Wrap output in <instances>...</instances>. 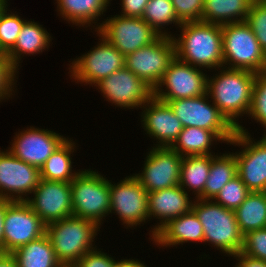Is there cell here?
I'll return each instance as SVG.
<instances>
[{"label": "cell", "mask_w": 266, "mask_h": 267, "mask_svg": "<svg viewBox=\"0 0 266 267\" xmlns=\"http://www.w3.org/2000/svg\"><path fill=\"white\" fill-rule=\"evenodd\" d=\"M172 36L177 58L203 70L223 67L222 25L203 21L182 23Z\"/></svg>", "instance_id": "1"}, {"label": "cell", "mask_w": 266, "mask_h": 267, "mask_svg": "<svg viewBox=\"0 0 266 267\" xmlns=\"http://www.w3.org/2000/svg\"><path fill=\"white\" fill-rule=\"evenodd\" d=\"M255 77L256 73L251 71L225 67L213 77L208 75L211 102L236 130L240 127L239 118L250 112Z\"/></svg>", "instance_id": "2"}, {"label": "cell", "mask_w": 266, "mask_h": 267, "mask_svg": "<svg viewBox=\"0 0 266 267\" xmlns=\"http://www.w3.org/2000/svg\"><path fill=\"white\" fill-rule=\"evenodd\" d=\"M192 211L203 226V242L212 244L211 247L214 246L229 257L241 252L244 235L240 232L234 211L213 199L199 198L194 199Z\"/></svg>", "instance_id": "3"}, {"label": "cell", "mask_w": 266, "mask_h": 267, "mask_svg": "<svg viewBox=\"0 0 266 267\" xmlns=\"http://www.w3.org/2000/svg\"><path fill=\"white\" fill-rule=\"evenodd\" d=\"M100 228L91 220L71 216L46 225V234L57 260L64 266H73L97 247L93 242Z\"/></svg>", "instance_id": "4"}, {"label": "cell", "mask_w": 266, "mask_h": 267, "mask_svg": "<svg viewBox=\"0 0 266 267\" xmlns=\"http://www.w3.org/2000/svg\"><path fill=\"white\" fill-rule=\"evenodd\" d=\"M71 189L73 216L100 227L110 214V180L96 170L82 169L71 182Z\"/></svg>", "instance_id": "5"}, {"label": "cell", "mask_w": 266, "mask_h": 267, "mask_svg": "<svg viewBox=\"0 0 266 267\" xmlns=\"http://www.w3.org/2000/svg\"><path fill=\"white\" fill-rule=\"evenodd\" d=\"M222 48L223 67L256 74L263 71L266 54L246 21L222 25Z\"/></svg>", "instance_id": "6"}, {"label": "cell", "mask_w": 266, "mask_h": 267, "mask_svg": "<svg viewBox=\"0 0 266 267\" xmlns=\"http://www.w3.org/2000/svg\"><path fill=\"white\" fill-rule=\"evenodd\" d=\"M96 34L100 40L98 44L69 64V76L76 84L80 82L93 87L125 67V56L98 32Z\"/></svg>", "instance_id": "7"}, {"label": "cell", "mask_w": 266, "mask_h": 267, "mask_svg": "<svg viewBox=\"0 0 266 267\" xmlns=\"http://www.w3.org/2000/svg\"><path fill=\"white\" fill-rule=\"evenodd\" d=\"M208 93L199 97L181 98L168 102L183 127H198L215 132L227 145L233 139L236 129L208 100Z\"/></svg>", "instance_id": "8"}, {"label": "cell", "mask_w": 266, "mask_h": 267, "mask_svg": "<svg viewBox=\"0 0 266 267\" xmlns=\"http://www.w3.org/2000/svg\"><path fill=\"white\" fill-rule=\"evenodd\" d=\"M230 145L238 146L235 152L237 175L251 192H266V134L255 141L245 127L240 125Z\"/></svg>", "instance_id": "9"}, {"label": "cell", "mask_w": 266, "mask_h": 267, "mask_svg": "<svg viewBox=\"0 0 266 267\" xmlns=\"http://www.w3.org/2000/svg\"><path fill=\"white\" fill-rule=\"evenodd\" d=\"M202 70L175 57L153 89V97L168 103L171 100L202 96L207 93L208 86L207 73Z\"/></svg>", "instance_id": "10"}, {"label": "cell", "mask_w": 266, "mask_h": 267, "mask_svg": "<svg viewBox=\"0 0 266 267\" xmlns=\"http://www.w3.org/2000/svg\"><path fill=\"white\" fill-rule=\"evenodd\" d=\"M118 215L122 225L134 228L149 221L148 192L134 175L118 183L110 180V214ZM144 222V223H143Z\"/></svg>", "instance_id": "11"}, {"label": "cell", "mask_w": 266, "mask_h": 267, "mask_svg": "<svg viewBox=\"0 0 266 267\" xmlns=\"http://www.w3.org/2000/svg\"><path fill=\"white\" fill-rule=\"evenodd\" d=\"M114 16V17H112ZM96 31L124 56L156 41L159 35L142 18L112 15Z\"/></svg>", "instance_id": "12"}, {"label": "cell", "mask_w": 266, "mask_h": 267, "mask_svg": "<svg viewBox=\"0 0 266 267\" xmlns=\"http://www.w3.org/2000/svg\"><path fill=\"white\" fill-rule=\"evenodd\" d=\"M175 57L173 38L160 36L150 45L127 54L125 67L154 89Z\"/></svg>", "instance_id": "13"}, {"label": "cell", "mask_w": 266, "mask_h": 267, "mask_svg": "<svg viewBox=\"0 0 266 267\" xmlns=\"http://www.w3.org/2000/svg\"><path fill=\"white\" fill-rule=\"evenodd\" d=\"M46 234V224L26 201H9L4 216L3 253L17 248Z\"/></svg>", "instance_id": "14"}, {"label": "cell", "mask_w": 266, "mask_h": 267, "mask_svg": "<svg viewBox=\"0 0 266 267\" xmlns=\"http://www.w3.org/2000/svg\"><path fill=\"white\" fill-rule=\"evenodd\" d=\"M95 87L106 101L121 109H139L153 97V88L126 67L103 78Z\"/></svg>", "instance_id": "15"}, {"label": "cell", "mask_w": 266, "mask_h": 267, "mask_svg": "<svg viewBox=\"0 0 266 267\" xmlns=\"http://www.w3.org/2000/svg\"><path fill=\"white\" fill-rule=\"evenodd\" d=\"M142 172L133 174L149 193L178 186L183 156L171 147L149 148Z\"/></svg>", "instance_id": "16"}, {"label": "cell", "mask_w": 266, "mask_h": 267, "mask_svg": "<svg viewBox=\"0 0 266 267\" xmlns=\"http://www.w3.org/2000/svg\"><path fill=\"white\" fill-rule=\"evenodd\" d=\"M40 180L38 168L16 158L8 149L0 150V198L26 201Z\"/></svg>", "instance_id": "17"}, {"label": "cell", "mask_w": 266, "mask_h": 267, "mask_svg": "<svg viewBox=\"0 0 266 267\" xmlns=\"http://www.w3.org/2000/svg\"><path fill=\"white\" fill-rule=\"evenodd\" d=\"M26 202L48 225L73 216L71 182L41 179Z\"/></svg>", "instance_id": "18"}, {"label": "cell", "mask_w": 266, "mask_h": 267, "mask_svg": "<svg viewBox=\"0 0 266 267\" xmlns=\"http://www.w3.org/2000/svg\"><path fill=\"white\" fill-rule=\"evenodd\" d=\"M66 139L65 136L54 131L30 126L15 134L8 151L16 158L40 170Z\"/></svg>", "instance_id": "19"}, {"label": "cell", "mask_w": 266, "mask_h": 267, "mask_svg": "<svg viewBox=\"0 0 266 267\" xmlns=\"http://www.w3.org/2000/svg\"><path fill=\"white\" fill-rule=\"evenodd\" d=\"M141 110V125L155 147H171L184 127L170 105L152 97Z\"/></svg>", "instance_id": "20"}, {"label": "cell", "mask_w": 266, "mask_h": 267, "mask_svg": "<svg viewBox=\"0 0 266 267\" xmlns=\"http://www.w3.org/2000/svg\"><path fill=\"white\" fill-rule=\"evenodd\" d=\"M188 194L180 185L148 193L149 220L152 217L159 220L149 232L150 240L170 220L192 210L194 199L190 200Z\"/></svg>", "instance_id": "21"}, {"label": "cell", "mask_w": 266, "mask_h": 267, "mask_svg": "<svg viewBox=\"0 0 266 267\" xmlns=\"http://www.w3.org/2000/svg\"><path fill=\"white\" fill-rule=\"evenodd\" d=\"M204 230L197 215L191 210L164 225L151 240L156 245L173 247L188 242H203Z\"/></svg>", "instance_id": "22"}, {"label": "cell", "mask_w": 266, "mask_h": 267, "mask_svg": "<svg viewBox=\"0 0 266 267\" xmlns=\"http://www.w3.org/2000/svg\"><path fill=\"white\" fill-rule=\"evenodd\" d=\"M57 12L64 21L79 27H95L97 31L102 23L99 17L106 12L112 0H55ZM97 23V24H96ZM93 24H95L93 26ZM99 24V25H98ZM96 29V30H95Z\"/></svg>", "instance_id": "23"}, {"label": "cell", "mask_w": 266, "mask_h": 267, "mask_svg": "<svg viewBox=\"0 0 266 267\" xmlns=\"http://www.w3.org/2000/svg\"><path fill=\"white\" fill-rule=\"evenodd\" d=\"M52 42L51 35L43 28V25L27 20L15 42L14 47L6 54L12 66L18 71L24 55H34L42 53Z\"/></svg>", "instance_id": "24"}, {"label": "cell", "mask_w": 266, "mask_h": 267, "mask_svg": "<svg viewBox=\"0 0 266 267\" xmlns=\"http://www.w3.org/2000/svg\"><path fill=\"white\" fill-rule=\"evenodd\" d=\"M253 0H204L201 21L224 25L246 20Z\"/></svg>", "instance_id": "25"}, {"label": "cell", "mask_w": 266, "mask_h": 267, "mask_svg": "<svg viewBox=\"0 0 266 267\" xmlns=\"http://www.w3.org/2000/svg\"><path fill=\"white\" fill-rule=\"evenodd\" d=\"M71 138H68L52 153L40 168L41 179L49 181L72 182L80 173V169L73 170L72 155L77 148Z\"/></svg>", "instance_id": "26"}, {"label": "cell", "mask_w": 266, "mask_h": 267, "mask_svg": "<svg viewBox=\"0 0 266 267\" xmlns=\"http://www.w3.org/2000/svg\"><path fill=\"white\" fill-rule=\"evenodd\" d=\"M17 267H61L47 234L33 240L11 253Z\"/></svg>", "instance_id": "27"}, {"label": "cell", "mask_w": 266, "mask_h": 267, "mask_svg": "<svg viewBox=\"0 0 266 267\" xmlns=\"http://www.w3.org/2000/svg\"><path fill=\"white\" fill-rule=\"evenodd\" d=\"M215 155H196L183 157L179 185L194 197L204 199V187ZM188 190V191H187Z\"/></svg>", "instance_id": "28"}, {"label": "cell", "mask_w": 266, "mask_h": 267, "mask_svg": "<svg viewBox=\"0 0 266 267\" xmlns=\"http://www.w3.org/2000/svg\"><path fill=\"white\" fill-rule=\"evenodd\" d=\"M217 141L219 143L220 141L221 143H224V141L213 131L198 127H184L171 148L183 157L216 155L211 151V147L212 145L214 146Z\"/></svg>", "instance_id": "29"}, {"label": "cell", "mask_w": 266, "mask_h": 267, "mask_svg": "<svg viewBox=\"0 0 266 267\" xmlns=\"http://www.w3.org/2000/svg\"><path fill=\"white\" fill-rule=\"evenodd\" d=\"M240 232L263 229L266 226V192H250L234 211Z\"/></svg>", "instance_id": "30"}, {"label": "cell", "mask_w": 266, "mask_h": 267, "mask_svg": "<svg viewBox=\"0 0 266 267\" xmlns=\"http://www.w3.org/2000/svg\"><path fill=\"white\" fill-rule=\"evenodd\" d=\"M234 152L218 154L212 158L208 179L204 187V199H214L220 190L237 175Z\"/></svg>", "instance_id": "31"}, {"label": "cell", "mask_w": 266, "mask_h": 267, "mask_svg": "<svg viewBox=\"0 0 266 267\" xmlns=\"http://www.w3.org/2000/svg\"><path fill=\"white\" fill-rule=\"evenodd\" d=\"M142 19L161 36H173L164 30L166 26H181L171 0H149Z\"/></svg>", "instance_id": "32"}, {"label": "cell", "mask_w": 266, "mask_h": 267, "mask_svg": "<svg viewBox=\"0 0 266 267\" xmlns=\"http://www.w3.org/2000/svg\"><path fill=\"white\" fill-rule=\"evenodd\" d=\"M7 5L0 14V53L7 54L15 45L17 37L27 19L11 12Z\"/></svg>", "instance_id": "33"}, {"label": "cell", "mask_w": 266, "mask_h": 267, "mask_svg": "<svg viewBox=\"0 0 266 267\" xmlns=\"http://www.w3.org/2000/svg\"><path fill=\"white\" fill-rule=\"evenodd\" d=\"M250 192L240 177L236 175L224 185L213 200L226 209L235 211Z\"/></svg>", "instance_id": "34"}, {"label": "cell", "mask_w": 266, "mask_h": 267, "mask_svg": "<svg viewBox=\"0 0 266 267\" xmlns=\"http://www.w3.org/2000/svg\"><path fill=\"white\" fill-rule=\"evenodd\" d=\"M254 119L265 128L266 134V76L260 72L256 74L252 89V105L247 116Z\"/></svg>", "instance_id": "35"}, {"label": "cell", "mask_w": 266, "mask_h": 267, "mask_svg": "<svg viewBox=\"0 0 266 267\" xmlns=\"http://www.w3.org/2000/svg\"><path fill=\"white\" fill-rule=\"evenodd\" d=\"M245 21L266 54V0H253Z\"/></svg>", "instance_id": "36"}, {"label": "cell", "mask_w": 266, "mask_h": 267, "mask_svg": "<svg viewBox=\"0 0 266 267\" xmlns=\"http://www.w3.org/2000/svg\"><path fill=\"white\" fill-rule=\"evenodd\" d=\"M17 71L4 53H0V103L5 99L12 98L17 85ZM14 89V90H13ZM14 93V94H13Z\"/></svg>", "instance_id": "37"}, {"label": "cell", "mask_w": 266, "mask_h": 267, "mask_svg": "<svg viewBox=\"0 0 266 267\" xmlns=\"http://www.w3.org/2000/svg\"><path fill=\"white\" fill-rule=\"evenodd\" d=\"M241 252L266 261V228L247 232L243 236Z\"/></svg>", "instance_id": "38"}, {"label": "cell", "mask_w": 266, "mask_h": 267, "mask_svg": "<svg viewBox=\"0 0 266 267\" xmlns=\"http://www.w3.org/2000/svg\"><path fill=\"white\" fill-rule=\"evenodd\" d=\"M178 21L182 23L201 21L204 0H171Z\"/></svg>", "instance_id": "39"}, {"label": "cell", "mask_w": 266, "mask_h": 267, "mask_svg": "<svg viewBox=\"0 0 266 267\" xmlns=\"http://www.w3.org/2000/svg\"><path fill=\"white\" fill-rule=\"evenodd\" d=\"M103 249H93L86 253L80 260H78L74 267H113L114 260L111 255L102 251Z\"/></svg>", "instance_id": "40"}, {"label": "cell", "mask_w": 266, "mask_h": 267, "mask_svg": "<svg viewBox=\"0 0 266 267\" xmlns=\"http://www.w3.org/2000/svg\"><path fill=\"white\" fill-rule=\"evenodd\" d=\"M122 9L120 15L142 18L149 0H120Z\"/></svg>", "instance_id": "41"}, {"label": "cell", "mask_w": 266, "mask_h": 267, "mask_svg": "<svg viewBox=\"0 0 266 267\" xmlns=\"http://www.w3.org/2000/svg\"><path fill=\"white\" fill-rule=\"evenodd\" d=\"M232 257L238 260L234 267H266L265 260L250 257L242 252H239Z\"/></svg>", "instance_id": "42"}, {"label": "cell", "mask_w": 266, "mask_h": 267, "mask_svg": "<svg viewBox=\"0 0 266 267\" xmlns=\"http://www.w3.org/2000/svg\"><path fill=\"white\" fill-rule=\"evenodd\" d=\"M8 202L9 200L0 198V253H3L4 216Z\"/></svg>", "instance_id": "43"}, {"label": "cell", "mask_w": 266, "mask_h": 267, "mask_svg": "<svg viewBox=\"0 0 266 267\" xmlns=\"http://www.w3.org/2000/svg\"><path fill=\"white\" fill-rule=\"evenodd\" d=\"M113 267H147L144 262L138 259H121L120 261L114 260V266Z\"/></svg>", "instance_id": "44"}, {"label": "cell", "mask_w": 266, "mask_h": 267, "mask_svg": "<svg viewBox=\"0 0 266 267\" xmlns=\"http://www.w3.org/2000/svg\"><path fill=\"white\" fill-rule=\"evenodd\" d=\"M0 267H17L16 261L10 253H0Z\"/></svg>", "instance_id": "45"}, {"label": "cell", "mask_w": 266, "mask_h": 267, "mask_svg": "<svg viewBox=\"0 0 266 267\" xmlns=\"http://www.w3.org/2000/svg\"><path fill=\"white\" fill-rule=\"evenodd\" d=\"M8 1L9 0H0V14L7 5H10L8 4Z\"/></svg>", "instance_id": "46"}, {"label": "cell", "mask_w": 266, "mask_h": 267, "mask_svg": "<svg viewBox=\"0 0 266 267\" xmlns=\"http://www.w3.org/2000/svg\"><path fill=\"white\" fill-rule=\"evenodd\" d=\"M262 73L266 76V62H265V66H264Z\"/></svg>", "instance_id": "47"}]
</instances>
